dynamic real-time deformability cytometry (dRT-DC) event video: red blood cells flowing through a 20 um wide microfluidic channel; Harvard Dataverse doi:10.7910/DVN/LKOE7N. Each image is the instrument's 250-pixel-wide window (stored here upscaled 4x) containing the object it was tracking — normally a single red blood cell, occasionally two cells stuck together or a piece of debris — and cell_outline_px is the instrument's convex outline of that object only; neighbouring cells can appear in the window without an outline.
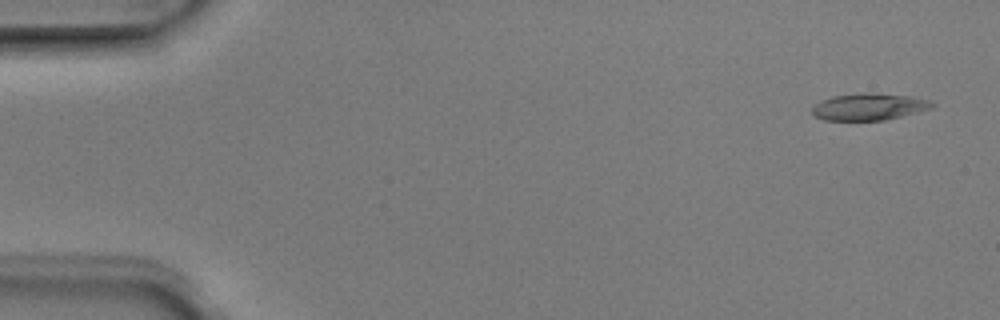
{"species": "Egyptian fruit bat (a non-hibernating species)", "species_latin": "Rousettus aegyptiacus", "temperature_condition": "room temperature", "stored_images_in_passage": 4, "camera_frame_rate_fps": 3000, "um_per_image_px": 0.085, "animal": {"sex": "male"}, "frame": {"image": 1, "passage_image": 1, "time_ms": 0.0, "image_size_px": [1000, 320], "cell_outline_px": [[936, 104], [932, 108], [884, 120], [824, 120], [812, 116], [812, 108], [820, 100], [832, 96], [868, 92], [872, 92], [912, 96], [928, 100]], "centroid_in_image_um": [73.84, 9.06], "position_along_channel_um": 11.2, "area_um2": 18.84}}
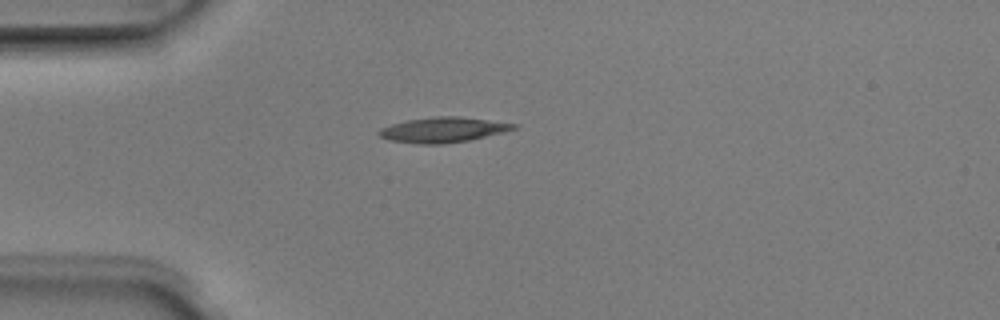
{"frame": {"image": 2, "passage_image": 4, "time_ms": 1.0, "image_size_px": [1000, 320], "cell_outline_px": [[520, 128], [504, 132], [468, 140], [444, 144], [420, 144], [388, 140], [380, 136], [376, 132], [380, 128], [392, 124], [408, 120], [432, 116], [460, 116], [520, 124]], "centroid_in_image_um": [37.69, 11.03], "position_along_channel_um": 47.3, "area_um2": 19.94}}